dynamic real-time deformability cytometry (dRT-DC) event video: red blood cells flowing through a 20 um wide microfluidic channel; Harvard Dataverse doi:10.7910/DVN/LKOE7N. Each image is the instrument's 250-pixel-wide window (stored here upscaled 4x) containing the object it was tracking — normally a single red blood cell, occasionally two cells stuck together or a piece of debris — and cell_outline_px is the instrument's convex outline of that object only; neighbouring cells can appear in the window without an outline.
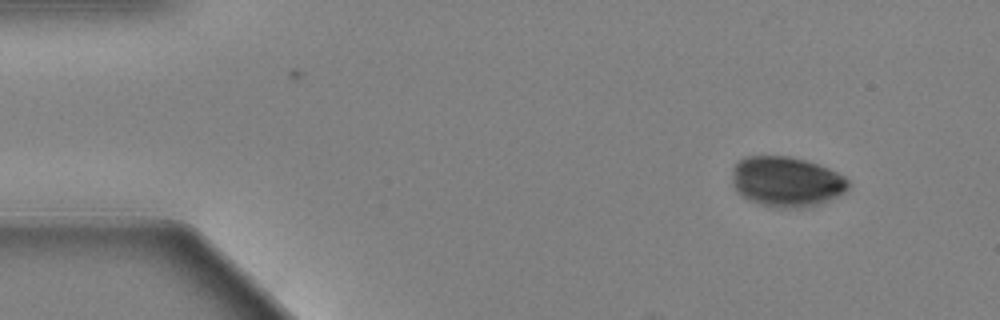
{"species": "Egyptian fruit bat (a non-hibernating species)", "species_latin": "Rousettus aegyptiacus", "temperature_condition": "warm", "stored_images_in_passage": 50, "camera_frame_rate_fps": 3000, "um_per_image_px": 0.085, "animal": {"sex": "female"}, "frame": {"image": 1, "passage_image": 1, "time_ms": 0.0, "image_size_px": [1000, 320], "cell_outline_px": [[848, 188], [844, 192], [820, 204], [804, 208], [780, 208], [760, 204], [748, 200], [736, 192], [732, 184], [732, 168], [744, 156], [788, 156], [804, 160], [828, 168], [844, 176], [848, 180]], "centroid_in_image_um": [66.81, 15.45], "position_along_channel_um": 18.2, "area_um2": 34.04}}